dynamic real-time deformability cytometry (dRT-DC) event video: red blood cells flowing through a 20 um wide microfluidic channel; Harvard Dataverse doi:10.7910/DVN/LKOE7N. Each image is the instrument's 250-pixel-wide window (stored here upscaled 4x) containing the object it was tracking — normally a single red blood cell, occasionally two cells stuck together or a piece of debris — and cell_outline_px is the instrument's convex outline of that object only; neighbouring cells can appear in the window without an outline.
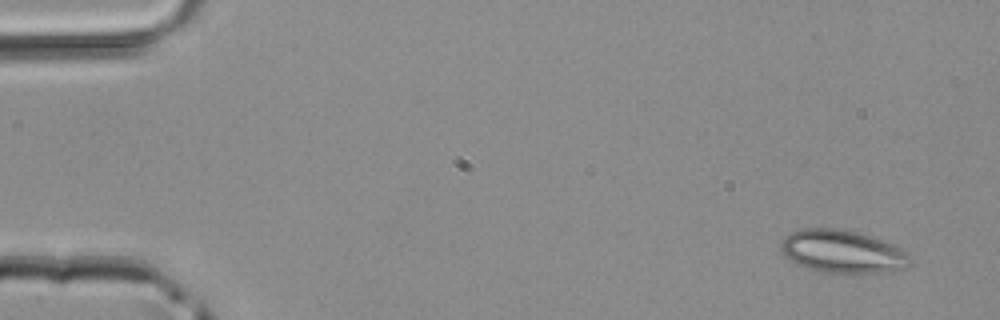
{"species": "common noctule bat (a hibernating species)", "species_latin": "Nyctalus noctula", "temperature_condition": "room temperature", "stored_images_in_passage": 3, "camera_frame_rate_fps": 3000, "um_per_image_px": 0.085, "animal": {"sex": "male", "body_mass_g": 20.4}, "frame": {"image": 1, "passage_image": 1, "time_ms": 0.0, "image_size_px": [1000, 320], "cell_outline_px": [[912, 264], [904, 268], [884, 272], [860, 276], [820, 272], [796, 264], [784, 256], [780, 248], [780, 244], [784, 236], [800, 228], [840, 228], [856, 232], [904, 248], [908, 252]], "centroid_in_image_um": [71.62, 21.42], "position_along_channel_um": 13.4, "area_um2": 33.23}}